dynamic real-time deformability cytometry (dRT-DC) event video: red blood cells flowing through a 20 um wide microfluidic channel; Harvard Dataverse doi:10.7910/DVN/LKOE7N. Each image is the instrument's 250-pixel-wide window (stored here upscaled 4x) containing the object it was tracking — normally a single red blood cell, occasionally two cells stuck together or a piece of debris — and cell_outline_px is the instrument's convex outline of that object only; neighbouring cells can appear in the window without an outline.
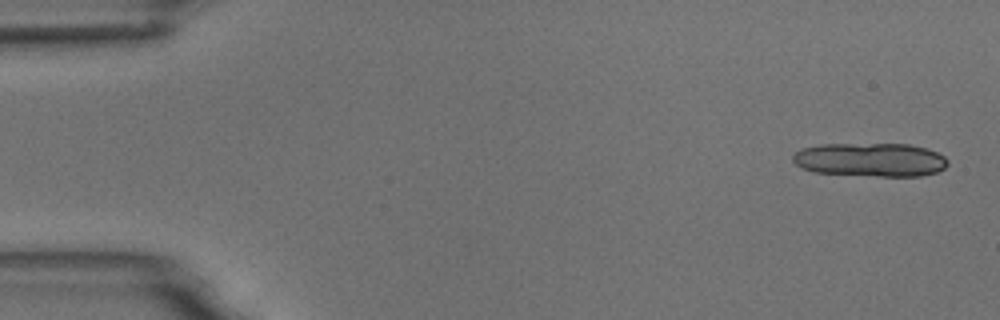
{"species": "common noctule bat (a hibernating species)", "species_latin": "Nyctalus noctula", "temperature_condition": "room temperature", "stored_images_in_passage": 5, "camera_frame_rate_fps": 3000, "um_per_image_px": 0.085, "animal": {"sex": "male", "body_mass_g": 18.8}, "frame": {"image": 1, "passage_image": 1, "time_ms": 0.0, "image_size_px": [1000, 320], "cell_outline_px": [[948, 164], [944, 168], [936, 172], [920, 176], [880, 176], [816, 172], [804, 168], [796, 164], [792, 160], [792, 156], [796, 152], [804, 148], [820, 144], [908, 144], [928, 148], [944, 156], [948, 160]], "centroid_in_image_um": [74.02, 13.57], "position_along_channel_um": 11.0, "area_um2": 30.29}}